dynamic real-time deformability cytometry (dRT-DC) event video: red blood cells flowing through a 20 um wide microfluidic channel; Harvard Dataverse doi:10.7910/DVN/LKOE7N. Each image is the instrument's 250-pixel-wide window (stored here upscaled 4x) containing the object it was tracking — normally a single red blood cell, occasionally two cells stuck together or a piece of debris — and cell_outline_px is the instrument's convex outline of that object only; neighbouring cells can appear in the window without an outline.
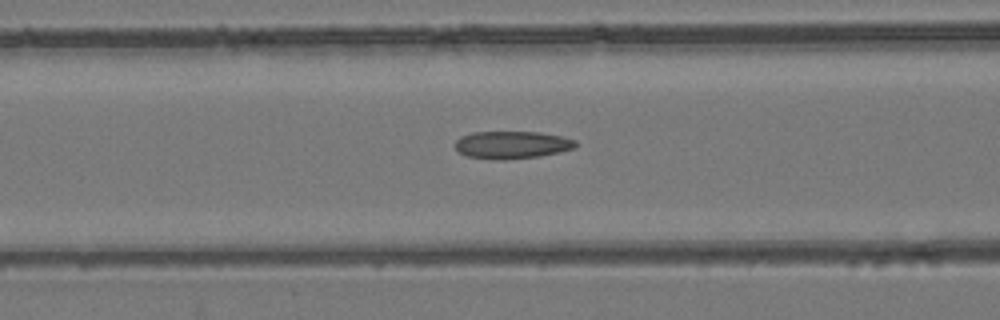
{"species": "common noctule bat (a hibernating species)", "species_latin": "Nyctalus noctula", "temperature_condition": "room temperature", "stored_images_in_passage": 53, "camera_frame_rate_fps": 3000, "um_per_image_px": 0.085, "animal": {"sex": "female", "body_mass_g": 24.6, "forearm_length_mm": 56.2}, "frame": {"image": 1, "passage_image": 22, "time_ms": 7.0, "image_size_px": [1000, 320], "cell_outline_px": [[576, 144], [572, 148], [560, 152], [540, 156], [504, 160], [500, 160], [468, 156], [460, 152], [456, 148], [456, 140], [460, 136], [472, 132], [540, 132], [564, 136], [576, 140]], "centroid_in_image_um": [43.53, 12.3], "position_along_channel_um": 123.1, "area_um2": 19.31}}
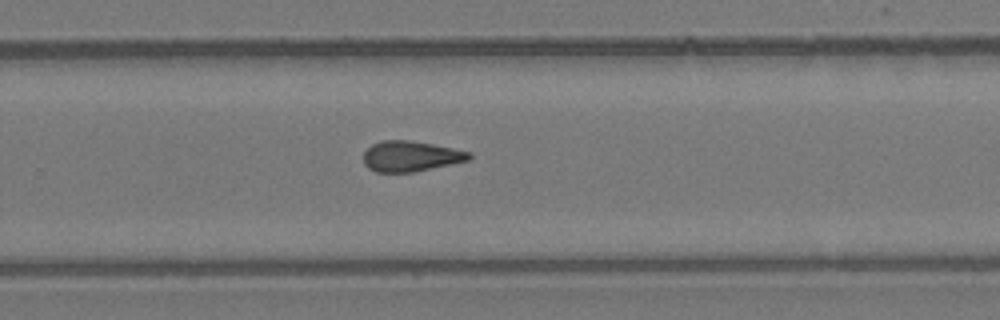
{"frame": {"image": 2, "passage_image": 35, "time_ms": 11.333, "image_size_px": [1000, 320], "cell_outline_px": [[472, 156], [468, 160], [412, 172], [376, 172], [368, 168], [364, 164], [364, 152], [372, 144], [380, 140], [408, 140], [432, 144], [472, 152]], "centroid_in_image_um": [34.88, 13.27], "position_along_channel_um": 294.9, "area_um2": 18.61}}
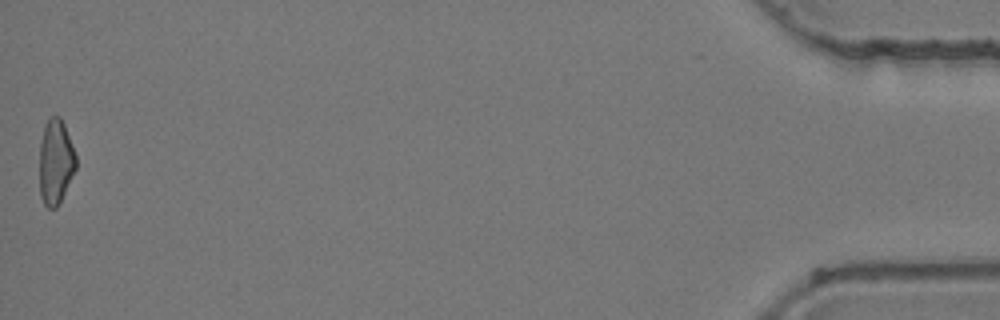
{"frame": {"image": 3, "passage_image": 53, "time_ms": 17.333, "image_size_px": [1000, 320], "cell_outline_px": [[76, 168], [60, 204], [56, 208], [48, 208], [44, 204], [40, 196], [40, 140], [44, 124], [48, 116], [60, 116], [64, 124], [76, 156]], "centroid_in_image_um": [4.72, 13.75], "position_along_channel_um": 430.5, "area_um2": 18.26}, "authors_computed_cell_mechanics": {"area_um2": 19.2474, "velocity_mm_per_s": 3.9689, "shape_relaxation_time_tau1_ms": null, "shape_relaxation_time_tau2_ms": 4.0622, "deformation_change_tau1": null, "deformation_change_tau2": 0.1245}}